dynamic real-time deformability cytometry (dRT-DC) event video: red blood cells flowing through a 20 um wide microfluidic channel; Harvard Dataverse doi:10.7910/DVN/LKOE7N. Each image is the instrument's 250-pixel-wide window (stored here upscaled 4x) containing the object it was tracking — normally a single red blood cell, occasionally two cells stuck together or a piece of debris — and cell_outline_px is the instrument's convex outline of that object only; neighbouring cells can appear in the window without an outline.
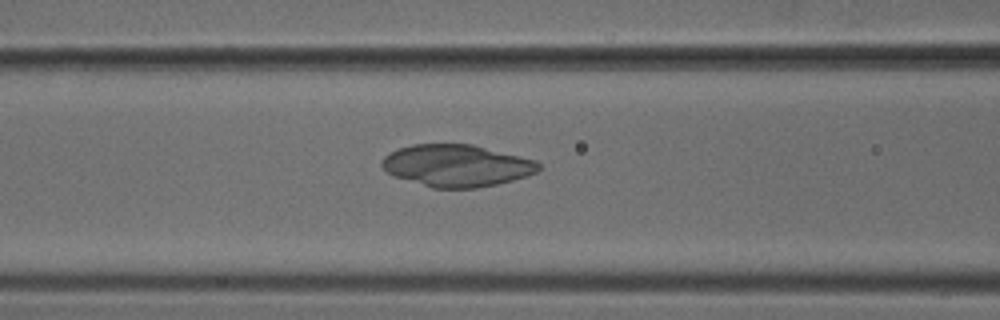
{"species": "common noctule bat (a hibernating species)", "species_latin": "Nyctalus noctula", "temperature_condition": "cold", "stored_images_in_passage": 36, "camera_frame_rate_fps": 3000, "um_per_image_px": 0.085, "animal": {"sex": "male", "body_mass_g": 18.8}, "frame": {"image": 1, "passage_image": 8, "time_ms": 2.333, "image_size_px": [1000, 320], "cell_outline_px": [[540, 168], [536, 172], [512, 180], [496, 184], [476, 188], [432, 188], [392, 176], [380, 164], [384, 156], [388, 152], [412, 144], [472, 144], [536, 160], [540, 164]], "centroid_in_image_um": [38.78, 14.07], "position_along_channel_um": 127.8, "area_um2": 38.32}}
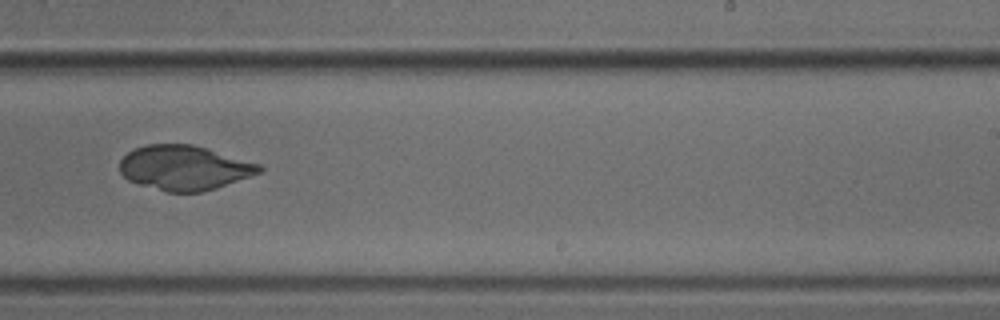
{"frame": {"image": 2, "passage_image": 19, "time_ms": 6.0, "image_size_px": [1000, 320], "cell_outline_px": [[264, 168], [260, 172], [216, 188], [200, 192], [168, 192], [140, 184], [128, 180], [120, 172], [120, 160], [128, 152], [136, 148], [148, 144], [192, 144], [208, 148], [260, 164]], "centroid_in_image_um": [15.66, 14.25], "position_along_channel_um": 273.3, "area_um2": 36.07}}
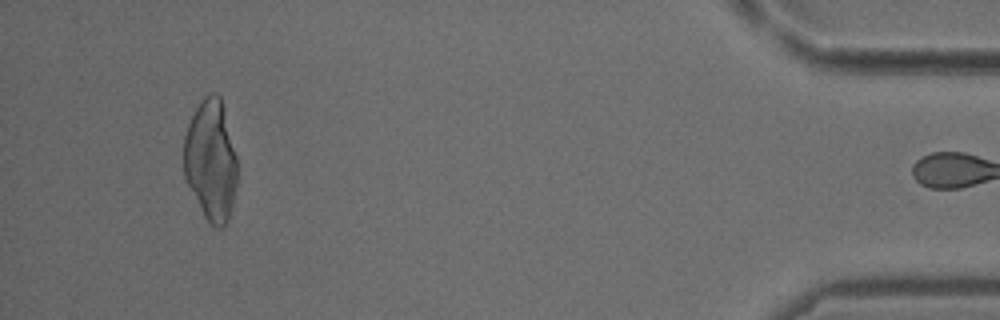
{"frame": {"image": 3, "passage_image": 35, "time_ms": 11.333, "image_size_px": [1000, 320], "cell_outline_px": [[236, 184], [232, 204], [228, 220], [224, 228], [216, 228], [204, 216], [184, 176], [184, 136], [188, 124], [196, 108], [204, 96], [208, 92], [216, 92], [220, 96], [224, 108], [236, 156]], "centroid_in_image_um": [17.92, 13.6], "position_along_channel_um": 417.3, "area_um2": 37.45}}